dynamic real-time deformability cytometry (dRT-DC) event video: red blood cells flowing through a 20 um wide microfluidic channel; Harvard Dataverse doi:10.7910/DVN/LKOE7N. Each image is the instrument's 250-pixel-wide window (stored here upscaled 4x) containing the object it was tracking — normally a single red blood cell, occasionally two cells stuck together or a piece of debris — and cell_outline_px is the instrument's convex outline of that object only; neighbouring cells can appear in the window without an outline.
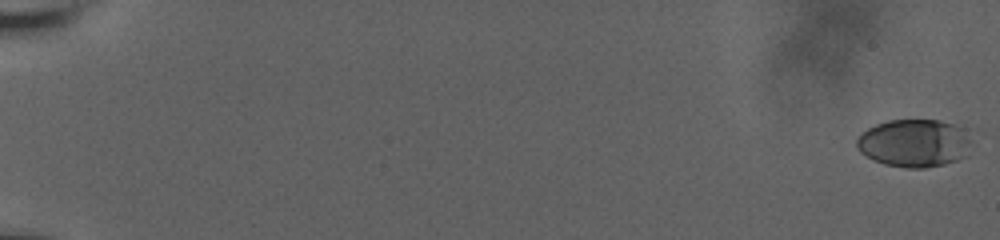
{"species": "human", "species_latin": "Homo sapiens", "temperature_condition": "room temperature", "stored_images_in_passage": 62, "camera_frame_rate_fps": 3000, "um_per_image_px": 0.085, "donor": {"sex": "male"}, "frame": {"image": 1, "passage_image": 1, "time_ms": 0.0, "image_size_px": [1000, 240], "cell_outline_px": [[972, 132], [968, 156], [944, 164], [924, 168], [908, 168], [884, 164], [860, 152], [856, 148], [856, 140], [868, 128], [876, 124], [888, 120], [940, 120], [964, 128]], "centroid_in_image_um": [77.77, 12.16], "position_along_channel_um": 7.2, "area_um2": 32.25}}
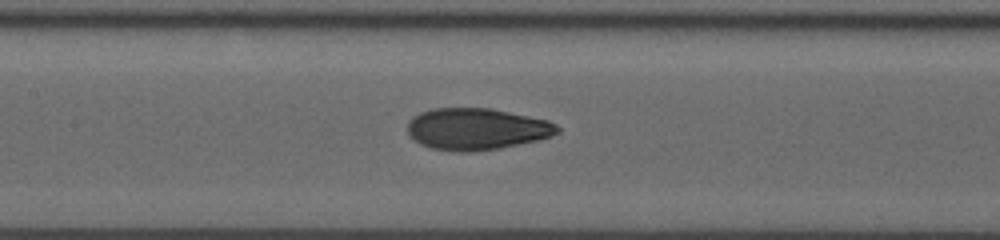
{"frame": {"image": 2, "passage_image": 33, "time_ms": 10.667, "image_size_px": [1000, 240], "cell_outline_px": [[560, 132], [552, 136], [540, 140], [500, 148], [468, 152], [460, 152], [432, 148], [420, 144], [408, 132], [408, 120], [412, 116], [420, 112], [432, 108], [488, 108], [548, 120], [556, 124], [560, 128]], "centroid_in_image_um": [40.53, 10.96], "position_along_channel_um": 166.9, "area_um2": 36.41}}
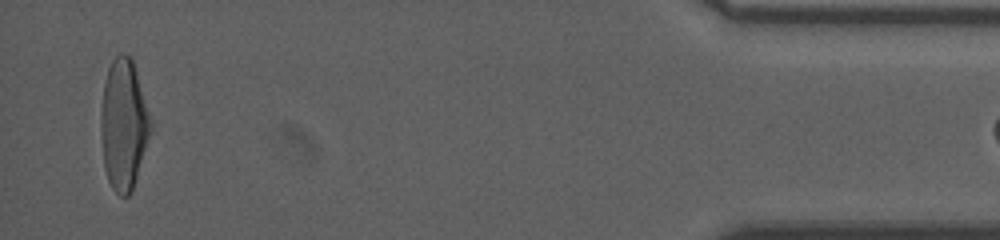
{"frame": {"image": 3, "passage_image": 60, "time_ms": 19.667, "image_size_px": [1000, 240], "cell_outline_px": [[152, 132], [132, 192], [128, 196], [120, 196], [112, 188], [108, 180], [104, 168], [100, 132], [100, 112], [104, 84], [108, 68], [112, 60], [120, 52], [124, 52], [132, 56], [152, 120]], "centroid_in_image_um": [10.52, 10.57], "position_along_channel_um": 424.7, "area_um2": 38.67}}